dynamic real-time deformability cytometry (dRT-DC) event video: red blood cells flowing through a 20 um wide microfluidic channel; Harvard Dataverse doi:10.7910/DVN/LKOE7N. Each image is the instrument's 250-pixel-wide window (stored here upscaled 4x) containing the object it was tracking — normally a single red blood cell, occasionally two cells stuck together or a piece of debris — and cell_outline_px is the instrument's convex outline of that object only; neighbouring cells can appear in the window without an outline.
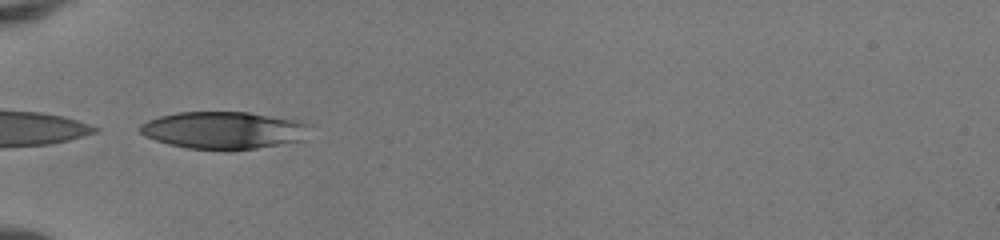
{"species": "human", "species_latin": "Homo sapiens", "temperature_condition": "room temperature", "stored_images_in_passage": 33, "camera_frame_rate_fps": 3000, "um_per_image_px": 0.085, "donor": {"sex": "female"}, "frame": {"image": 1, "passage_image": 1, "time_ms": 0.0, "image_size_px": [1000, 240], "cell_outline_px": [[312, 124], [304, 140], [256, 148], [188, 148], [168, 144], [144, 136], [136, 128], [140, 124], [148, 120], [160, 116], [176, 112], [248, 112], [304, 120]], "centroid_in_image_um": [19.05, 11.03], "position_along_channel_um": 65.9, "area_um2": 36.93}}
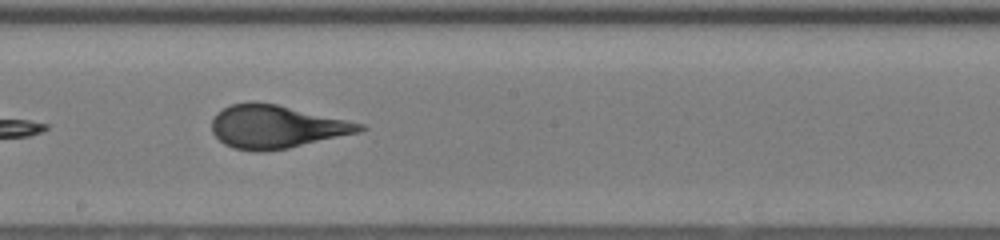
{"frame": {"image": 2, "passage_image": 13, "time_ms": 4.0, "image_size_px": [1000, 240], "cell_outline_px": [[368, 128], [360, 132], [288, 148], [264, 152], [256, 152], [232, 148], [224, 144], [212, 132], [212, 120], [216, 112], [232, 104], [252, 100], [276, 104], [364, 124]], "centroid_in_image_um": [23.45, 10.77], "position_along_channel_um": 224.7, "area_um2": 37.17}}
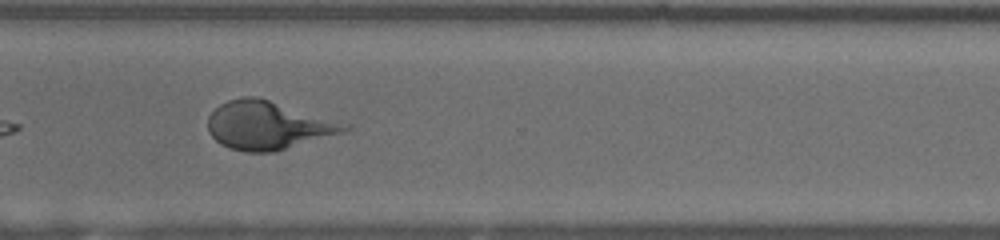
{"frame": {"image": 3, "passage_image": 22, "time_ms": 7.0, "image_size_px": [1000, 240], "cell_outline_px": [[352, 128], [340, 132], [276, 152], [244, 152], [228, 148], [220, 144], [208, 132], [208, 116], [220, 104], [228, 100], [244, 96], [256, 96], [352, 124]], "centroid_in_image_um": [22.76, 10.65], "position_along_channel_um": 347.8, "area_um2": 38.44}, "authors_computed_cell_mechanics": {"area_um2": 36.9342, "velocity_mm_per_s": 4.1128, "shape_relaxation_time_tau1_ms": 4.6869, "shape_relaxation_time_tau2_ms": null, "deformation_change_tau1": 0.2077, "deformation_change_tau2": null}}